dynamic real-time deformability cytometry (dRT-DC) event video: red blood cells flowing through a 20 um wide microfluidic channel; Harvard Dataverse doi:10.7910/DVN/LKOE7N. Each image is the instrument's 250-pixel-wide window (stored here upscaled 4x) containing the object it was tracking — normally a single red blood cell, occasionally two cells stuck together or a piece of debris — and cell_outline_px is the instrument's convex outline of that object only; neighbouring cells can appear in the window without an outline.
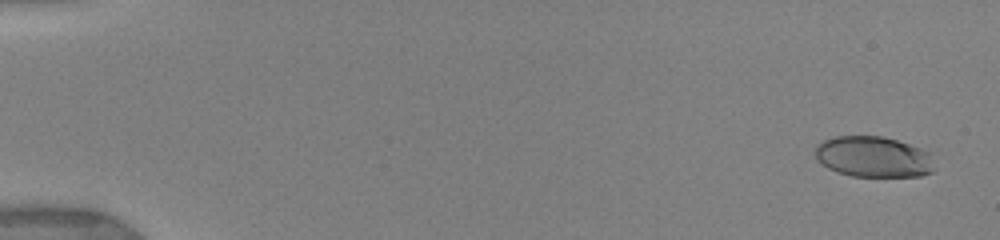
{"species": "human", "species_latin": "Homo sapiens", "temperature_condition": "warm", "stored_images_in_passage": 30, "camera_frame_rate_fps": 3000, "um_per_image_px": 0.085, "donor": {"sex": "female"}, "frame": {"image": 1, "passage_image": 2, "time_ms": 0.333, "image_size_px": [1000, 240], "cell_outline_px": [[932, 172], [920, 176], [852, 176], [836, 172], [820, 164], [816, 160], [816, 148], [824, 140], [836, 136], [884, 136], [920, 148], [928, 152]], "centroid_in_image_um": [74.17, 13.33], "position_along_channel_um": 10.8, "area_um2": 28.03}}
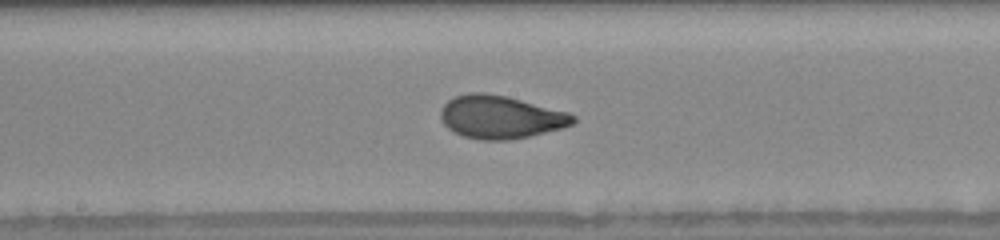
{"frame": {"image": 2, "passage_image": 13, "time_ms": 9.333, "image_size_px": [1000, 240], "cell_outline_px": [[576, 120], [572, 124], [564, 128], [528, 136], [508, 140], [480, 140], [464, 136], [448, 128], [444, 124], [440, 116], [440, 108], [448, 100], [456, 96], [468, 92], [484, 92], [508, 96], [568, 112], [576, 116]], "centroid_in_image_um": [42.55, 9.94], "position_along_channel_um": 205.7, "area_um2": 33.29}}
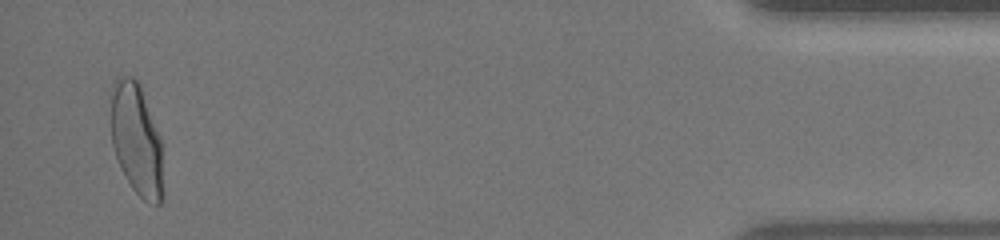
{"frame": {"image": 3, "passage_image": 30, "time_ms": 16.667, "image_size_px": [1000, 240], "cell_outline_px": [[160, 204], [156, 204], [144, 200], [132, 188], [120, 168], [112, 144], [112, 84], [120, 76], [132, 76], [140, 84], [160, 140]], "centroid_in_image_um": [11.55, 11.81], "position_along_channel_um": 423.6, "area_um2": 32.66}, "authors_computed_cell_mechanics": {"area_um2": 31.7611, "velocity_mm_per_s": 3.9088, "shape_relaxation_time_tau1_ms": 5.4159, "shape_relaxation_time_tau2_ms": null, "deformation_change_tau1": 0.1643, "deformation_change_tau2": null}}